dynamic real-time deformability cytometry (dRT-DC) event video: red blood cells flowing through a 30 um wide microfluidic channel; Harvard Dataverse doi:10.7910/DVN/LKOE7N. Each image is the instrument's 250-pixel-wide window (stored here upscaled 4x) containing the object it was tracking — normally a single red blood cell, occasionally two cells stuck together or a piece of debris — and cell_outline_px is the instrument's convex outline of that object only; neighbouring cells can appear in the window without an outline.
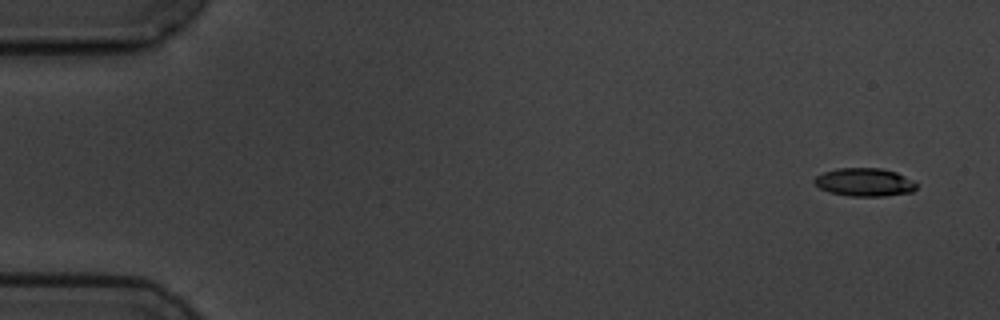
{"species": "common noctule bat (a hibernating species)", "species_latin": "Nyctalus noctula", "temperature_condition": "cold", "stored_images_in_passage": 4, "camera_frame_rate_fps": 3000, "um_per_image_px": 0.085, "animal": {"sex": "male", "body_mass_g": 19.5, "forearm_length_mm": 54.6}, "frame": {"image": 1, "passage_image": 1, "time_ms": 0.0, "image_size_px": [1000, 320], "cell_outline_px": [[916, 188], [912, 192], [884, 196], [848, 196], [828, 192], [820, 188], [812, 180], [816, 176], [824, 172], [836, 168], [880, 168], [896, 172], [904, 176], [916, 184]], "centroid_in_image_um": [73.44, 15.49], "position_along_channel_um": 11.6, "area_um2": 16.7}}
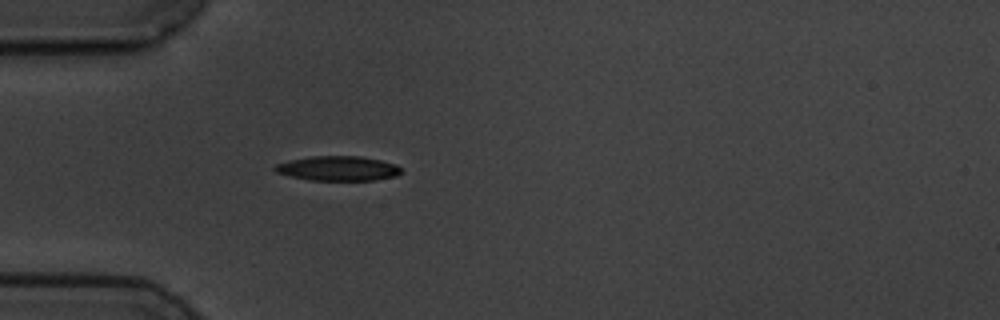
{"frame": {"image": 2, "passage_image": 4, "time_ms": 4.667, "image_size_px": [1000, 320], "cell_outline_px": [[400, 172], [396, 176], [372, 180], [308, 180], [276, 172], [272, 168], [276, 164], [288, 160], [312, 156], [360, 156], [380, 160], [396, 164], [400, 168]], "centroid_in_image_um": [28.7, 14.31], "position_along_channel_um": 56.3, "area_um2": 18.03}}